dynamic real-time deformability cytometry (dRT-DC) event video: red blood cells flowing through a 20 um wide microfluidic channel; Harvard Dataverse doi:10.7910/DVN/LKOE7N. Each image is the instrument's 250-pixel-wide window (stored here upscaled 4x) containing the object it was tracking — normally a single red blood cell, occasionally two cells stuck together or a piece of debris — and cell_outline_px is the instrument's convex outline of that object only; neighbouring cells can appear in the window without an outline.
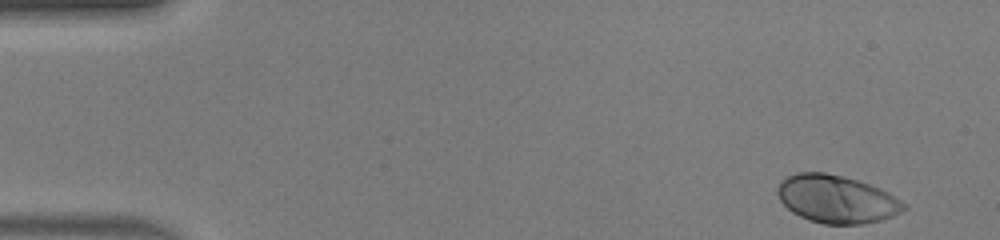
{"species": "human", "species_latin": "Homo sapiens", "temperature_condition": "warm", "stored_images_in_passage": 48, "camera_frame_rate_fps": 3000, "um_per_image_px": 0.085, "donor": {"sex": "male"}, "frame": {"image": 1, "passage_image": 1, "time_ms": 0.0, "image_size_px": [1000, 240], "cell_outline_px": [[908, 208], [892, 216], [880, 220], [860, 224], [824, 224], [808, 220], [792, 212], [780, 200], [776, 192], [780, 180], [784, 176], [796, 172], [824, 172], [844, 176], [880, 188], [888, 192], [900, 200]], "centroid_in_image_um": [71.07, 16.91], "position_along_channel_um": 13.9, "area_um2": 35.26}}
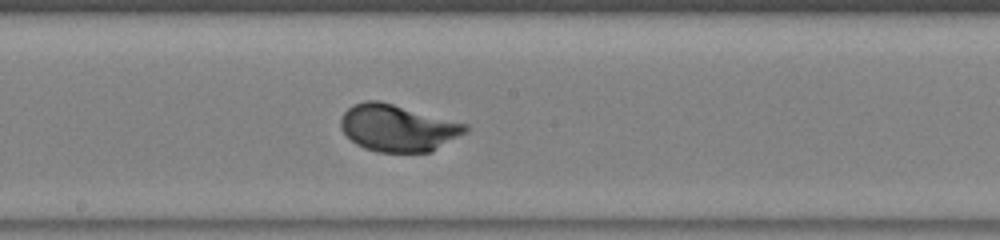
{"frame": {"image": 2, "passage_image": 25, "time_ms": 8.0, "image_size_px": [1000, 240], "cell_outline_px": [[468, 132], [432, 152], [376, 152], [364, 148], [356, 144], [340, 128], [340, 116], [352, 104], [364, 100], [380, 100], [468, 124]], "centroid_in_image_um": [33.82, 10.87], "position_along_channel_um": 214.4, "area_um2": 34.45}}
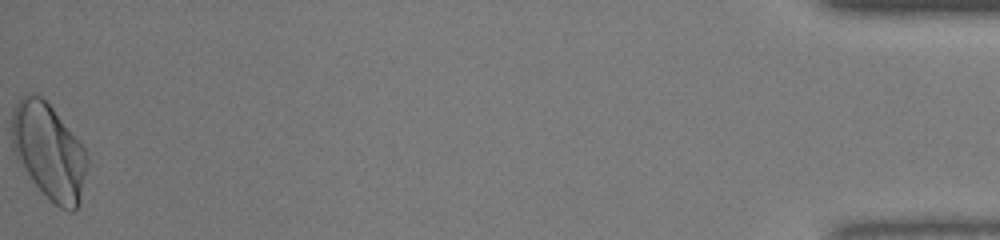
{"frame": {"image": 3, "passage_image": 48, "time_ms": 15.667, "image_size_px": [1000, 240], "cell_outline_px": [[88, 160], [80, 204], [72, 212], [60, 208], [36, 184], [16, 160], [12, 144], [12, 108], [20, 96], [28, 92], [40, 96], [52, 108], [84, 148], [88, 156]], "centroid_in_image_um": [4.13, 12.85], "position_along_channel_um": 431.1, "area_um2": 41.67}, "authors_computed_cell_mechanics": {"area_um2": 33.5818, "velocity_mm_per_s": 4.1042, "shape_relaxation_time_tau1_ms": 1.9308, "shape_relaxation_time_tau2_ms": null, "deformation_change_tau1": 0.1663, "deformation_change_tau2": null}}